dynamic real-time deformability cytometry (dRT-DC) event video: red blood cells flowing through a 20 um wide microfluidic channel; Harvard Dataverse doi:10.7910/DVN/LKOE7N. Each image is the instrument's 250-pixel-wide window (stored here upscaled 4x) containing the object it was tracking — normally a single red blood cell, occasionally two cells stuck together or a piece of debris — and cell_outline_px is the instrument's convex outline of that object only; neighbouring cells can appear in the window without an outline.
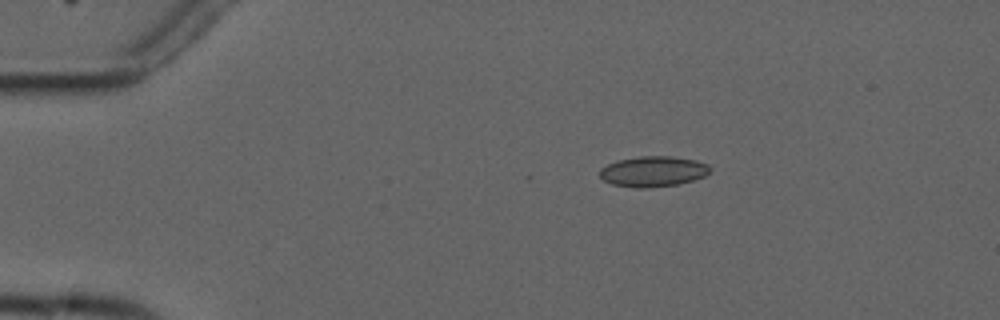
{"species": "common noctule bat (a hibernating species)", "species_latin": "Nyctalus noctula", "temperature_condition": "cold", "stored_images_in_passage": 8, "camera_frame_rate_fps": 3000, "um_per_image_px": 0.085, "animal": {"sex": "male", "forearm_length_mm": 52.5}, "frame": {"image": 1, "passage_image": 1, "time_ms": 0.0, "image_size_px": [1000, 320], "cell_outline_px": [[712, 168], [704, 176], [692, 180], [676, 184], [648, 188], [636, 188], [612, 184], [604, 180], [600, 176], [600, 168], [608, 164], [620, 160], [640, 156], [672, 156], [696, 160], [708, 164]], "centroid_in_image_um": [55.52, 14.57], "position_along_channel_um": 29.5, "area_um2": 19.48}}
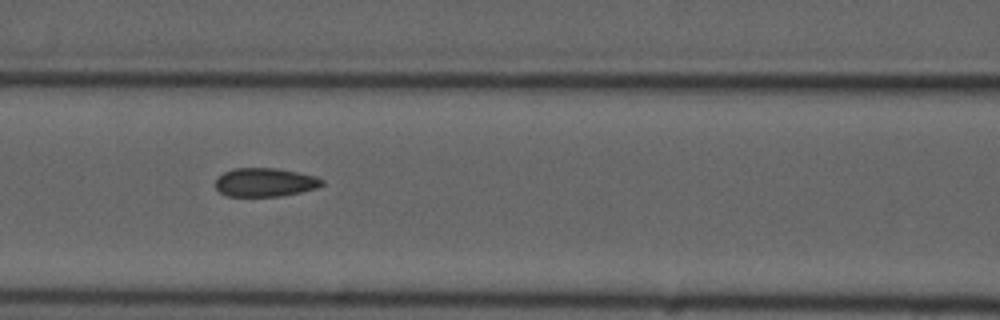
{"frame": {"image": 2, "passage_image": 5, "time_ms": 4.667, "image_size_px": [1000, 320], "cell_outline_px": [[324, 184], [316, 188], [300, 192], [280, 196], [228, 196], [220, 192], [216, 188], [216, 176], [224, 172], [236, 168], [276, 168], [316, 176], [324, 180]], "centroid_in_image_um": [22.52, 15.49], "position_along_channel_um": 144.1, "area_um2": 17.74}}
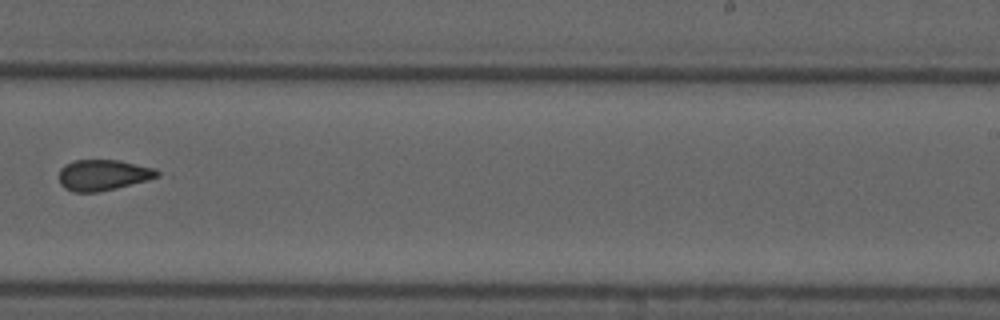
{"frame": {"image": 3, "passage_image": 8, "time_ms": 8.333, "image_size_px": [1000, 320], "cell_outline_px": [[164, 172], [160, 176], [148, 180], [100, 192], [72, 192], [64, 188], [60, 184], [60, 168], [64, 164], [76, 160], [116, 160], [156, 168]], "centroid_in_image_um": [8.8, 14.88], "position_along_channel_um": 280.2, "area_um2": 17.86}}